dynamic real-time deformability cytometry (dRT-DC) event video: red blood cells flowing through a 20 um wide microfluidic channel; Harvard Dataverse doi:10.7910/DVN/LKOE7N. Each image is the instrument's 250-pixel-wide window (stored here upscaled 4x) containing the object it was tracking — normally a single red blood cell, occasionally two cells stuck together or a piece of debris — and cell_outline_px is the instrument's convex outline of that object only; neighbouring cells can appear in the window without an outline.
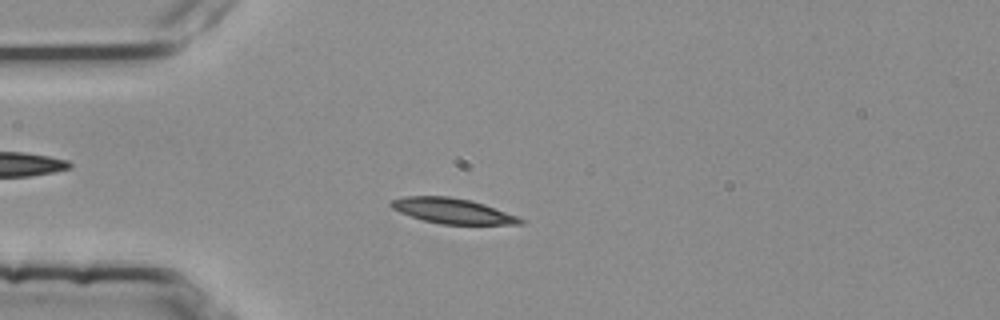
{"species": "common noctule bat (a hibernating species)", "species_latin": "Nyctalus noctula", "temperature_condition": "room temperature", "stored_images_in_passage": 46, "camera_frame_rate_fps": 3000, "um_per_image_px": 0.085, "animal": {"sex": "female", "body_mass_g": 25.1}, "frame": {"image": 1, "passage_image": 14, "time_ms": 4.333, "image_size_px": [1000, 320], "cell_outline_px": [[524, 224], [440, 224], [424, 220], [400, 212], [392, 208], [388, 204], [392, 200], [404, 196], [448, 196], [468, 200], [484, 204], [520, 216], [524, 220]], "centroid_in_image_um": [38.49, 17.92], "position_along_channel_um": 46.5, "area_um2": 18.96}}
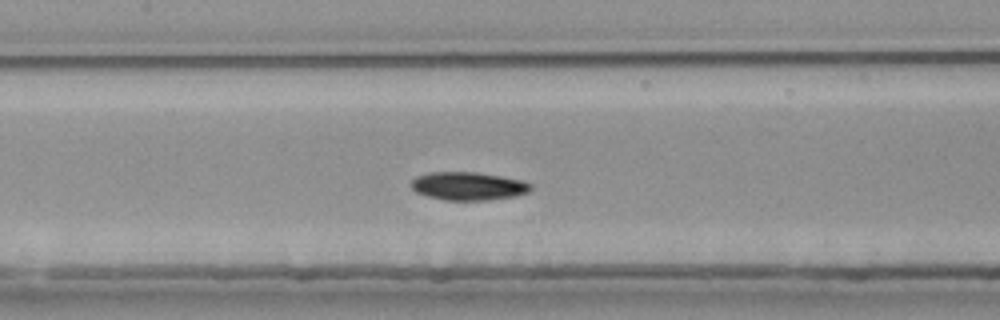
{"frame": {"image": 2, "passage_image": 25, "time_ms": 8.0, "image_size_px": [1000, 320], "cell_outline_px": [[532, 188], [528, 192], [516, 196], [484, 200], [444, 200], [428, 196], [416, 192], [412, 188], [412, 180], [416, 176], [428, 172], [476, 172], [500, 176], [520, 180], [532, 184]], "centroid_in_image_um": [39.79, 15.81], "position_along_channel_um": 167.6, "area_um2": 19.54}}
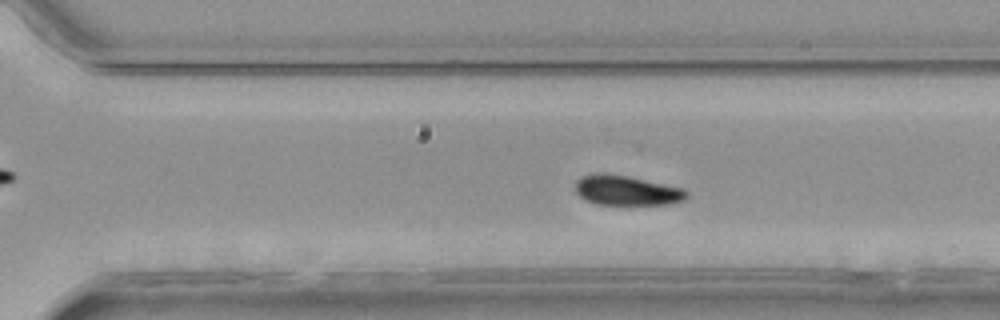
{"frame": {"image": 3, "passage_image": 37, "time_ms": 12.0, "image_size_px": [1000, 320], "cell_outline_px": [[688, 196], [684, 200], [676, 204], [596, 204], [584, 200], [576, 192], [576, 180], [580, 176], [592, 172], [604, 172], [628, 176], [684, 188], [688, 192]], "centroid_in_image_um": [53.25, 16.17], "position_along_channel_um": 317.4, "area_um2": 19.71}, "authors_computed_cell_mechanics": {"area_um2": 19.5075, "velocity_mm_per_s": 3.7574, "shape_relaxation_time_tau1_ms": 2.6714, "shape_relaxation_time_tau2_ms": 9.7487, "deformation_change_tau1": 0.1017, "deformation_change_tau2": 0.1363}}